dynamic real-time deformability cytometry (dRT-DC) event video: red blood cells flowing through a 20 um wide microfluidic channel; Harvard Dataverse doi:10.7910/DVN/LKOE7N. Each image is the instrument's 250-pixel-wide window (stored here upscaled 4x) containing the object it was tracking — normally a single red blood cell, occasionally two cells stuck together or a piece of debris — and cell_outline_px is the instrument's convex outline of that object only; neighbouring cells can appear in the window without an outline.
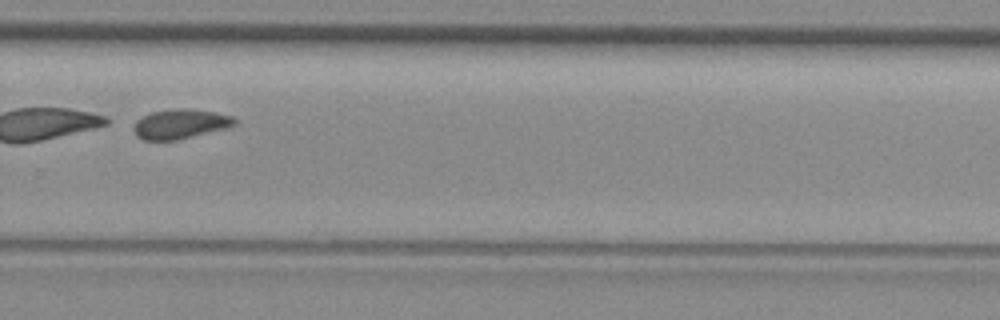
{"species": "common noctule bat (a hibernating species)", "species_latin": "Nyctalus noctula", "temperature_condition": "room temperature", "stored_images_in_passage": 43, "segment_of_instrument_passage": [2, 2], "camera_frame_rate_fps": 3000, "um_per_image_px": 0.085, "animal": {"sex": "female", "body_mass_g": 29.2, "forearm_length_mm": 56.3}, "frame": {"image": 1, "passage_image": 30, "time_ms": 9.667, "image_size_px": [1000, 320], "cell_outline_px": [[236, 124], [224, 128], [176, 140], [144, 140], [136, 136], [132, 128], [136, 120], [152, 112], [168, 108], [188, 108], [212, 112], [232, 116], [236, 120]], "centroid_in_image_um": [15.26, 10.53], "position_along_channel_um": 314.5, "area_um2": 17.28}}